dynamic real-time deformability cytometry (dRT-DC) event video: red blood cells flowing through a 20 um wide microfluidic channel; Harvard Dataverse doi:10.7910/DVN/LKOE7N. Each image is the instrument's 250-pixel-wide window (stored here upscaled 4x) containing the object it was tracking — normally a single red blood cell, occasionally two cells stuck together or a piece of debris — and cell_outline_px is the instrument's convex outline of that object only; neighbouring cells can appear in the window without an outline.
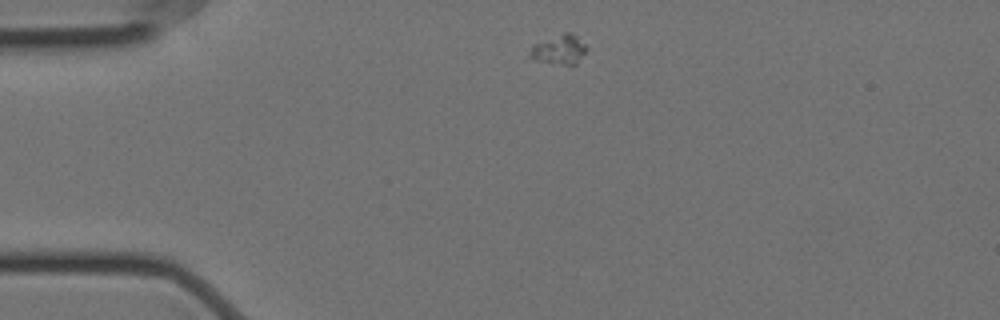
{"species": "Egyptian fruit bat (a non-hibernating species)", "species_latin": "Rousettus aegyptiacus", "temperature_condition": "cold", "stored_images_in_passage": 2, "camera_frame_rate_fps": 3000, "um_per_image_px": 0.085, "animal": {"sex": "female"}, "frame": {"image": 1, "passage_image": 1, "time_ms": 0.0, "image_size_px": [1000, 320], "cell_outline_px": [[588, 48], [576, 64], [572, 68], [532, 60], [528, 56], [528, 52], [532, 44], [564, 32], [568, 32], [576, 36]], "centroid_in_image_um": [47.48, 4.27], "position_along_channel_um": 37.5, "area_um2": 10.23}}